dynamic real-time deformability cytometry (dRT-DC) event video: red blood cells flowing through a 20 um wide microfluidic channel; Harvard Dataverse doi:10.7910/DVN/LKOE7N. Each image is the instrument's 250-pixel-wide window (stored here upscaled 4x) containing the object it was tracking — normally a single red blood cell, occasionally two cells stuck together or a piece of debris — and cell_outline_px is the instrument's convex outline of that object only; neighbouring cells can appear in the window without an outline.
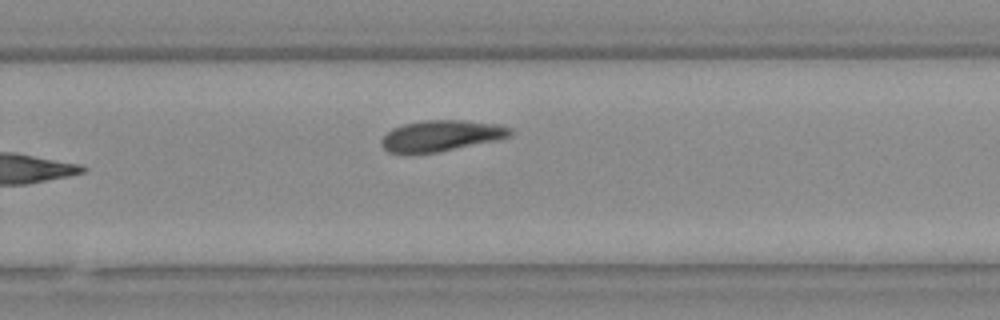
{"species": "Egyptian fruit bat (a non-hibernating species)", "species_latin": "Rousettus aegyptiacus", "temperature_condition": "warm", "stored_images_in_passage": 12, "camera_frame_rate_fps": 3000, "um_per_image_px": 0.085, "animal": {"sex": "female"}, "frame": {"image": 1, "passage_image": 12, "time_ms": 3.667, "image_size_px": [1000, 320], "cell_outline_px": [[512, 136], [496, 140], [436, 152], [404, 156], [388, 152], [380, 144], [380, 140], [392, 128], [404, 124], [420, 120], [468, 120], [504, 124], [512, 128]], "centroid_in_image_um": [37.48, 11.55], "position_along_channel_um": 292.3, "area_um2": 23.93}}